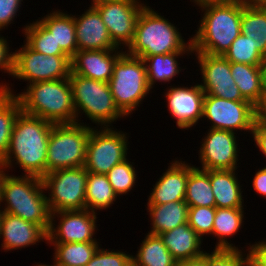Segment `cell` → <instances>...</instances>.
Wrapping results in <instances>:
<instances>
[{
	"mask_svg": "<svg viewBox=\"0 0 266 266\" xmlns=\"http://www.w3.org/2000/svg\"><path fill=\"white\" fill-rule=\"evenodd\" d=\"M53 123L22 111L18 114L6 156L1 161L10 172L18 165L23 175H46L47 147Z\"/></svg>",
	"mask_w": 266,
	"mask_h": 266,
	"instance_id": "obj_1",
	"label": "cell"
},
{
	"mask_svg": "<svg viewBox=\"0 0 266 266\" xmlns=\"http://www.w3.org/2000/svg\"><path fill=\"white\" fill-rule=\"evenodd\" d=\"M5 81L0 82V91L15 95L23 113L40 117L53 124L76 123L69 78L31 83L19 94Z\"/></svg>",
	"mask_w": 266,
	"mask_h": 266,
	"instance_id": "obj_2",
	"label": "cell"
},
{
	"mask_svg": "<svg viewBox=\"0 0 266 266\" xmlns=\"http://www.w3.org/2000/svg\"><path fill=\"white\" fill-rule=\"evenodd\" d=\"M202 12L191 37L193 53L224 55L241 34L242 2L197 5Z\"/></svg>",
	"mask_w": 266,
	"mask_h": 266,
	"instance_id": "obj_3",
	"label": "cell"
},
{
	"mask_svg": "<svg viewBox=\"0 0 266 266\" xmlns=\"http://www.w3.org/2000/svg\"><path fill=\"white\" fill-rule=\"evenodd\" d=\"M152 8L147 4L140 12L133 41L125 52L141 59L171 52H193L191 36L185 40L177 25Z\"/></svg>",
	"mask_w": 266,
	"mask_h": 266,
	"instance_id": "obj_4",
	"label": "cell"
},
{
	"mask_svg": "<svg viewBox=\"0 0 266 266\" xmlns=\"http://www.w3.org/2000/svg\"><path fill=\"white\" fill-rule=\"evenodd\" d=\"M0 210L35 223L47 233L49 231L51 212L39 177L14 176L7 172L3 181Z\"/></svg>",
	"mask_w": 266,
	"mask_h": 266,
	"instance_id": "obj_5",
	"label": "cell"
},
{
	"mask_svg": "<svg viewBox=\"0 0 266 266\" xmlns=\"http://www.w3.org/2000/svg\"><path fill=\"white\" fill-rule=\"evenodd\" d=\"M70 86L76 110V123L81 117L91 120L95 127H113L114 123L126 116L116 106L109 84L70 73ZM84 113V114H83Z\"/></svg>",
	"mask_w": 266,
	"mask_h": 266,
	"instance_id": "obj_6",
	"label": "cell"
},
{
	"mask_svg": "<svg viewBox=\"0 0 266 266\" xmlns=\"http://www.w3.org/2000/svg\"><path fill=\"white\" fill-rule=\"evenodd\" d=\"M108 84L116 106L126 117H131L147 95L152 93L143 59L130 56L126 52L114 64Z\"/></svg>",
	"mask_w": 266,
	"mask_h": 266,
	"instance_id": "obj_7",
	"label": "cell"
},
{
	"mask_svg": "<svg viewBox=\"0 0 266 266\" xmlns=\"http://www.w3.org/2000/svg\"><path fill=\"white\" fill-rule=\"evenodd\" d=\"M54 124L47 147L46 174L66 168L83 167L92 125Z\"/></svg>",
	"mask_w": 266,
	"mask_h": 266,
	"instance_id": "obj_8",
	"label": "cell"
},
{
	"mask_svg": "<svg viewBox=\"0 0 266 266\" xmlns=\"http://www.w3.org/2000/svg\"><path fill=\"white\" fill-rule=\"evenodd\" d=\"M87 178L84 166L47 173L42 182L50 212L86 209Z\"/></svg>",
	"mask_w": 266,
	"mask_h": 266,
	"instance_id": "obj_9",
	"label": "cell"
},
{
	"mask_svg": "<svg viewBox=\"0 0 266 266\" xmlns=\"http://www.w3.org/2000/svg\"><path fill=\"white\" fill-rule=\"evenodd\" d=\"M115 127H92L87 143L85 169L95 174H107L129 156V133Z\"/></svg>",
	"mask_w": 266,
	"mask_h": 266,
	"instance_id": "obj_10",
	"label": "cell"
},
{
	"mask_svg": "<svg viewBox=\"0 0 266 266\" xmlns=\"http://www.w3.org/2000/svg\"><path fill=\"white\" fill-rule=\"evenodd\" d=\"M71 73V58L67 55H44L34 51L25 41L14 51L13 79L36 82L69 78Z\"/></svg>",
	"mask_w": 266,
	"mask_h": 266,
	"instance_id": "obj_11",
	"label": "cell"
},
{
	"mask_svg": "<svg viewBox=\"0 0 266 266\" xmlns=\"http://www.w3.org/2000/svg\"><path fill=\"white\" fill-rule=\"evenodd\" d=\"M204 120L209 128L238 133H252L255 124V106L249 101H231L205 94L203 102Z\"/></svg>",
	"mask_w": 266,
	"mask_h": 266,
	"instance_id": "obj_12",
	"label": "cell"
},
{
	"mask_svg": "<svg viewBox=\"0 0 266 266\" xmlns=\"http://www.w3.org/2000/svg\"><path fill=\"white\" fill-rule=\"evenodd\" d=\"M142 2L141 0H117L95 6L107 27L110 38L118 48L126 50L133 41L138 16L147 5L146 2Z\"/></svg>",
	"mask_w": 266,
	"mask_h": 266,
	"instance_id": "obj_13",
	"label": "cell"
},
{
	"mask_svg": "<svg viewBox=\"0 0 266 266\" xmlns=\"http://www.w3.org/2000/svg\"><path fill=\"white\" fill-rule=\"evenodd\" d=\"M204 134L206 135L203 136L204 138L202 137L197 152L201 166L197 168L203 170L238 169L240 164L238 133L209 128Z\"/></svg>",
	"mask_w": 266,
	"mask_h": 266,
	"instance_id": "obj_14",
	"label": "cell"
},
{
	"mask_svg": "<svg viewBox=\"0 0 266 266\" xmlns=\"http://www.w3.org/2000/svg\"><path fill=\"white\" fill-rule=\"evenodd\" d=\"M97 230L95 212L87 209L54 212L47 243L99 242L94 238Z\"/></svg>",
	"mask_w": 266,
	"mask_h": 266,
	"instance_id": "obj_15",
	"label": "cell"
},
{
	"mask_svg": "<svg viewBox=\"0 0 266 266\" xmlns=\"http://www.w3.org/2000/svg\"><path fill=\"white\" fill-rule=\"evenodd\" d=\"M201 73L200 86L205 94L231 101L245 100L237 87L230 70V61L222 55L193 53Z\"/></svg>",
	"mask_w": 266,
	"mask_h": 266,
	"instance_id": "obj_16",
	"label": "cell"
},
{
	"mask_svg": "<svg viewBox=\"0 0 266 266\" xmlns=\"http://www.w3.org/2000/svg\"><path fill=\"white\" fill-rule=\"evenodd\" d=\"M167 107L178 129L192 130L203 116V102L205 93L199 83L186 87L169 86L164 90Z\"/></svg>",
	"mask_w": 266,
	"mask_h": 266,
	"instance_id": "obj_17",
	"label": "cell"
},
{
	"mask_svg": "<svg viewBox=\"0 0 266 266\" xmlns=\"http://www.w3.org/2000/svg\"><path fill=\"white\" fill-rule=\"evenodd\" d=\"M1 250L5 252L21 250L45 241L48 234L39 225L24 220L7 212H1L0 217Z\"/></svg>",
	"mask_w": 266,
	"mask_h": 266,
	"instance_id": "obj_18",
	"label": "cell"
},
{
	"mask_svg": "<svg viewBox=\"0 0 266 266\" xmlns=\"http://www.w3.org/2000/svg\"><path fill=\"white\" fill-rule=\"evenodd\" d=\"M125 51L114 50H78L71 58V72L85 78L109 82L114 64Z\"/></svg>",
	"mask_w": 266,
	"mask_h": 266,
	"instance_id": "obj_19",
	"label": "cell"
},
{
	"mask_svg": "<svg viewBox=\"0 0 266 266\" xmlns=\"http://www.w3.org/2000/svg\"><path fill=\"white\" fill-rule=\"evenodd\" d=\"M80 15H74L78 50H114L113 43L99 11L95 7H87Z\"/></svg>",
	"mask_w": 266,
	"mask_h": 266,
	"instance_id": "obj_20",
	"label": "cell"
},
{
	"mask_svg": "<svg viewBox=\"0 0 266 266\" xmlns=\"http://www.w3.org/2000/svg\"><path fill=\"white\" fill-rule=\"evenodd\" d=\"M169 164L167 170L162 173L151 188L147 204H164L185 200L188 163L175 158Z\"/></svg>",
	"mask_w": 266,
	"mask_h": 266,
	"instance_id": "obj_21",
	"label": "cell"
},
{
	"mask_svg": "<svg viewBox=\"0 0 266 266\" xmlns=\"http://www.w3.org/2000/svg\"><path fill=\"white\" fill-rule=\"evenodd\" d=\"M238 170H209L216 208H244L243 191Z\"/></svg>",
	"mask_w": 266,
	"mask_h": 266,
	"instance_id": "obj_22",
	"label": "cell"
},
{
	"mask_svg": "<svg viewBox=\"0 0 266 266\" xmlns=\"http://www.w3.org/2000/svg\"><path fill=\"white\" fill-rule=\"evenodd\" d=\"M159 236L177 262L200 257L206 252L201 248L203 239L188 225V222Z\"/></svg>",
	"mask_w": 266,
	"mask_h": 266,
	"instance_id": "obj_23",
	"label": "cell"
},
{
	"mask_svg": "<svg viewBox=\"0 0 266 266\" xmlns=\"http://www.w3.org/2000/svg\"><path fill=\"white\" fill-rule=\"evenodd\" d=\"M39 19L38 21L53 34L56 46H60L61 50L72 58L78 51L74 16L67 11L52 9Z\"/></svg>",
	"mask_w": 266,
	"mask_h": 266,
	"instance_id": "obj_24",
	"label": "cell"
},
{
	"mask_svg": "<svg viewBox=\"0 0 266 266\" xmlns=\"http://www.w3.org/2000/svg\"><path fill=\"white\" fill-rule=\"evenodd\" d=\"M146 205L151 222L150 234L160 235L188 222L189 206L185 201Z\"/></svg>",
	"mask_w": 266,
	"mask_h": 266,
	"instance_id": "obj_25",
	"label": "cell"
},
{
	"mask_svg": "<svg viewBox=\"0 0 266 266\" xmlns=\"http://www.w3.org/2000/svg\"><path fill=\"white\" fill-rule=\"evenodd\" d=\"M184 54L187 58L189 55L193 56V52H171L164 55H152L143 59L146 66L148 84L151 89L155 87L156 82L170 84L173 78L175 79L180 75V72L187 69H182L178 61L183 56L185 58Z\"/></svg>",
	"mask_w": 266,
	"mask_h": 266,
	"instance_id": "obj_26",
	"label": "cell"
},
{
	"mask_svg": "<svg viewBox=\"0 0 266 266\" xmlns=\"http://www.w3.org/2000/svg\"><path fill=\"white\" fill-rule=\"evenodd\" d=\"M244 209L245 208H216L211 236L217 239L214 249H240V247L231 243V240L229 242V237H234L244 226Z\"/></svg>",
	"mask_w": 266,
	"mask_h": 266,
	"instance_id": "obj_27",
	"label": "cell"
},
{
	"mask_svg": "<svg viewBox=\"0 0 266 266\" xmlns=\"http://www.w3.org/2000/svg\"><path fill=\"white\" fill-rule=\"evenodd\" d=\"M184 201L189 207H216L209 170H203L188 163V180Z\"/></svg>",
	"mask_w": 266,
	"mask_h": 266,
	"instance_id": "obj_28",
	"label": "cell"
},
{
	"mask_svg": "<svg viewBox=\"0 0 266 266\" xmlns=\"http://www.w3.org/2000/svg\"><path fill=\"white\" fill-rule=\"evenodd\" d=\"M230 70L242 97L255 106L264 95L260 66L230 62Z\"/></svg>",
	"mask_w": 266,
	"mask_h": 266,
	"instance_id": "obj_29",
	"label": "cell"
},
{
	"mask_svg": "<svg viewBox=\"0 0 266 266\" xmlns=\"http://www.w3.org/2000/svg\"><path fill=\"white\" fill-rule=\"evenodd\" d=\"M145 236L136 255H132L133 266H176L177 261L159 235L147 233Z\"/></svg>",
	"mask_w": 266,
	"mask_h": 266,
	"instance_id": "obj_30",
	"label": "cell"
},
{
	"mask_svg": "<svg viewBox=\"0 0 266 266\" xmlns=\"http://www.w3.org/2000/svg\"><path fill=\"white\" fill-rule=\"evenodd\" d=\"M241 34L257 42V50L266 58V5L242 2Z\"/></svg>",
	"mask_w": 266,
	"mask_h": 266,
	"instance_id": "obj_31",
	"label": "cell"
},
{
	"mask_svg": "<svg viewBox=\"0 0 266 266\" xmlns=\"http://www.w3.org/2000/svg\"><path fill=\"white\" fill-rule=\"evenodd\" d=\"M54 247L53 262L59 266H85L101 244L99 242L47 243Z\"/></svg>",
	"mask_w": 266,
	"mask_h": 266,
	"instance_id": "obj_32",
	"label": "cell"
},
{
	"mask_svg": "<svg viewBox=\"0 0 266 266\" xmlns=\"http://www.w3.org/2000/svg\"><path fill=\"white\" fill-rule=\"evenodd\" d=\"M117 194L114 192L113 187L106 174H95L88 172L86 184V209L97 213V210H107L116 202ZM103 209V210H102Z\"/></svg>",
	"mask_w": 266,
	"mask_h": 266,
	"instance_id": "obj_33",
	"label": "cell"
},
{
	"mask_svg": "<svg viewBox=\"0 0 266 266\" xmlns=\"http://www.w3.org/2000/svg\"><path fill=\"white\" fill-rule=\"evenodd\" d=\"M21 105L15 95L0 91V161L4 159Z\"/></svg>",
	"mask_w": 266,
	"mask_h": 266,
	"instance_id": "obj_34",
	"label": "cell"
},
{
	"mask_svg": "<svg viewBox=\"0 0 266 266\" xmlns=\"http://www.w3.org/2000/svg\"><path fill=\"white\" fill-rule=\"evenodd\" d=\"M25 36V42L34 50L44 55H66L60 48L56 46L53 34L45 28L38 19L26 23L22 29Z\"/></svg>",
	"mask_w": 266,
	"mask_h": 266,
	"instance_id": "obj_35",
	"label": "cell"
},
{
	"mask_svg": "<svg viewBox=\"0 0 266 266\" xmlns=\"http://www.w3.org/2000/svg\"><path fill=\"white\" fill-rule=\"evenodd\" d=\"M233 63L261 66L265 57L257 50V42L252 37L240 34L223 55Z\"/></svg>",
	"mask_w": 266,
	"mask_h": 266,
	"instance_id": "obj_36",
	"label": "cell"
},
{
	"mask_svg": "<svg viewBox=\"0 0 266 266\" xmlns=\"http://www.w3.org/2000/svg\"><path fill=\"white\" fill-rule=\"evenodd\" d=\"M134 162L125 159L123 162L115 165L107 174L108 181L113 187L114 192L119 196L127 195L135 187L137 179V170Z\"/></svg>",
	"mask_w": 266,
	"mask_h": 266,
	"instance_id": "obj_37",
	"label": "cell"
},
{
	"mask_svg": "<svg viewBox=\"0 0 266 266\" xmlns=\"http://www.w3.org/2000/svg\"><path fill=\"white\" fill-rule=\"evenodd\" d=\"M216 207L196 206L189 207L188 225L204 239V236L210 237L213 231L214 217Z\"/></svg>",
	"mask_w": 266,
	"mask_h": 266,
	"instance_id": "obj_38",
	"label": "cell"
},
{
	"mask_svg": "<svg viewBox=\"0 0 266 266\" xmlns=\"http://www.w3.org/2000/svg\"><path fill=\"white\" fill-rule=\"evenodd\" d=\"M241 249L206 251V266H248L247 250H243L242 247Z\"/></svg>",
	"mask_w": 266,
	"mask_h": 266,
	"instance_id": "obj_39",
	"label": "cell"
},
{
	"mask_svg": "<svg viewBox=\"0 0 266 266\" xmlns=\"http://www.w3.org/2000/svg\"><path fill=\"white\" fill-rule=\"evenodd\" d=\"M85 266H133L132 254L118 249L110 251L100 246Z\"/></svg>",
	"mask_w": 266,
	"mask_h": 266,
	"instance_id": "obj_40",
	"label": "cell"
},
{
	"mask_svg": "<svg viewBox=\"0 0 266 266\" xmlns=\"http://www.w3.org/2000/svg\"><path fill=\"white\" fill-rule=\"evenodd\" d=\"M22 2L24 3V0H0V31L15 24L14 21L19 16L17 13H20Z\"/></svg>",
	"mask_w": 266,
	"mask_h": 266,
	"instance_id": "obj_41",
	"label": "cell"
},
{
	"mask_svg": "<svg viewBox=\"0 0 266 266\" xmlns=\"http://www.w3.org/2000/svg\"><path fill=\"white\" fill-rule=\"evenodd\" d=\"M248 245V266H266V239Z\"/></svg>",
	"mask_w": 266,
	"mask_h": 266,
	"instance_id": "obj_42",
	"label": "cell"
},
{
	"mask_svg": "<svg viewBox=\"0 0 266 266\" xmlns=\"http://www.w3.org/2000/svg\"><path fill=\"white\" fill-rule=\"evenodd\" d=\"M1 35L0 32V70L7 75L12 76L13 73V59H14V52L12 49L10 50L11 46L10 43ZM11 51V52H10Z\"/></svg>",
	"mask_w": 266,
	"mask_h": 266,
	"instance_id": "obj_43",
	"label": "cell"
},
{
	"mask_svg": "<svg viewBox=\"0 0 266 266\" xmlns=\"http://www.w3.org/2000/svg\"><path fill=\"white\" fill-rule=\"evenodd\" d=\"M252 188L255 193L266 198V166L256 169L254 178L252 179Z\"/></svg>",
	"mask_w": 266,
	"mask_h": 266,
	"instance_id": "obj_44",
	"label": "cell"
},
{
	"mask_svg": "<svg viewBox=\"0 0 266 266\" xmlns=\"http://www.w3.org/2000/svg\"><path fill=\"white\" fill-rule=\"evenodd\" d=\"M251 135L256 146L255 148H258L259 153L262 152L266 158V126L254 124Z\"/></svg>",
	"mask_w": 266,
	"mask_h": 266,
	"instance_id": "obj_45",
	"label": "cell"
},
{
	"mask_svg": "<svg viewBox=\"0 0 266 266\" xmlns=\"http://www.w3.org/2000/svg\"><path fill=\"white\" fill-rule=\"evenodd\" d=\"M255 124L266 126V95L255 105Z\"/></svg>",
	"mask_w": 266,
	"mask_h": 266,
	"instance_id": "obj_46",
	"label": "cell"
},
{
	"mask_svg": "<svg viewBox=\"0 0 266 266\" xmlns=\"http://www.w3.org/2000/svg\"><path fill=\"white\" fill-rule=\"evenodd\" d=\"M176 266H206V252L202 256L194 259L178 261Z\"/></svg>",
	"mask_w": 266,
	"mask_h": 266,
	"instance_id": "obj_47",
	"label": "cell"
},
{
	"mask_svg": "<svg viewBox=\"0 0 266 266\" xmlns=\"http://www.w3.org/2000/svg\"><path fill=\"white\" fill-rule=\"evenodd\" d=\"M193 2L194 6L208 4V3H234V2H242V0H190Z\"/></svg>",
	"mask_w": 266,
	"mask_h": 266,
	"instance_id": "obj_48",
	"label": "cell"
},
{
	"mask_svg": "<svg viewBox=\"0 0 266 266\" xmlns=\"http://www.w3.org/2000/svg\"><path fill=\"white\" fill-rule=\"evenodd\" d=\"M261 74H262V90L264 95H266V58L264 62L260 66Z\"/></svg>",
	"mask_w": 266,
	"mask_h": 266,
	"instance_id": "obj_49",
	"label": "cell"
},
{
	"mask_svg": "<svg viewBox=\"0 0 266 266\" xmlns=\"http://www.w3.org/2000/svg\"><path fill=\"white\" fill-rule=\"evenodd\" d=\"M7 172H8L7 169L5 168V166L0 161V202L2 199L3 181H4V178H5Z\"/></svg>",
	"mask_w": 266,
	"mask_h": 266,
	"instance_id": "obj_50",
	"label": "cell"
},
{
	"mask_svg": "<svg viewBox=\"0 0 266 266\" xmlns=\"http://www.w3.org/2000/svg\"><path fill=\"white\" fill-rule=\"evenodd\" d=\"M244 4H260L266 5V0H242Z\"/></svg>",
	"mask_w": 266,
	"mask_h": 266,
	"instance_id": "obj_51",
	"label": "cell"
},
{
	"mask_svg": "<svg viewBox=\"0 0 266 266\" xmlns=\"http://www.w3.org/2000/svg\"><path fill=\"white\" fill-rule=\"evenodd\" d=\"M110 1H117V0H91V5L89 4L90 7H95L98 4L104 3V2H110Z\"/></svg>",
	"mask_w": 266,
	"mask_h": 266,
	"instance_id": "obj_52",
	"label": "cell"
},
{
	"mask_svg": "<svg viewBox=\"0 0 266 266\" xmlns=\"http://www.w3.org/2000/svg\"><path fill=\"white\" fill-rule=\"evenodd\" d=\"M52 263L53 264L48 265V264H44V263H41L40 264V262L39 263L38 262L37 263L35 262L36 265H34V266H59V265L55 264L54 262H52Z\"/></svg>",
	"mask_w": 266,
	"mask_h": 266,
	"instance_id": "obj_53",
	"label": "cell"
}]
</instances>
